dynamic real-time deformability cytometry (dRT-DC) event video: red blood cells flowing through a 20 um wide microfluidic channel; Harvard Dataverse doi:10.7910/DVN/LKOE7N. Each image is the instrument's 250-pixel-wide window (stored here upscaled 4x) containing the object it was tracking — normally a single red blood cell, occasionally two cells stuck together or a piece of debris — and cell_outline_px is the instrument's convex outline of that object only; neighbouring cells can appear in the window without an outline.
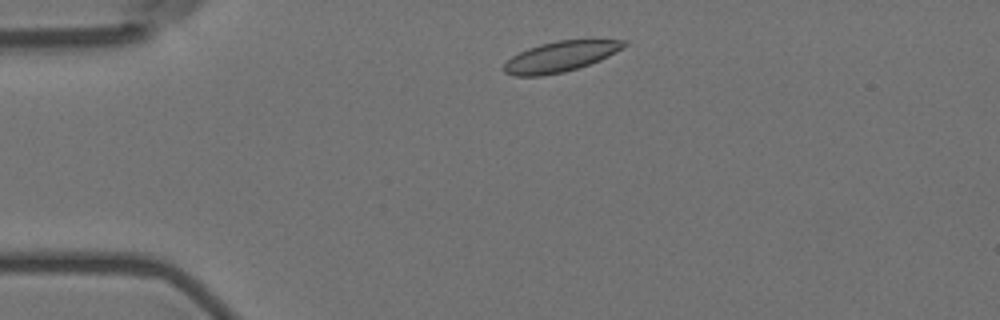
{"species": "Egyptian fruit bat (a non-hibernating species)", "species_latin": "Rousettus aegyptiacus", "temperature_condition": "room temperature", "stored_images_in_passage": 47, "camera_frame_rate_fps": 3000, "um_per_image_px": 0.085, "animal": {"sex": "female"}, "frame": {"image": 1, "passage_image": 4, "time_ms": 1.0, "image_size_px": [1000, 320], "cell_outline_px": [[628, 44], [608, 56], [600, 60], [564, 72], [540, 76], [516, 76], [504, 72], [500, 68], [512, 56], [528, 48], [540, 44], [556, 40], [628, 40]], "centroid_in_image_um": [47.59, 4.81], "position_along_channel_um": 37.4, "area_um2": 21.15}}
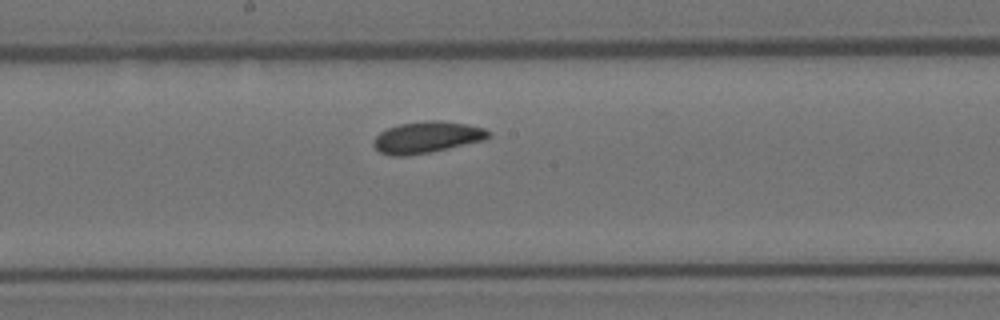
{"frame": {"image": 2, "passage_image": 22, "time_ms": 7.0, "image_size_px": [1000, 320], "cell_outline_px": [[492, 136], [484, 140], [448, 148], [428, 152], [404, 156], [392, 156], [380, 152], [372, 144], [372, 140], [380, 132], [388, 128], [400, 124], [432, 120], [436, 120], [464, 124], [484, 128], [492, 132]], "centroid_in_image_um": [36.28, 11.67], "position_along_channel_um": 211.9, "area_um2": 20.87}}
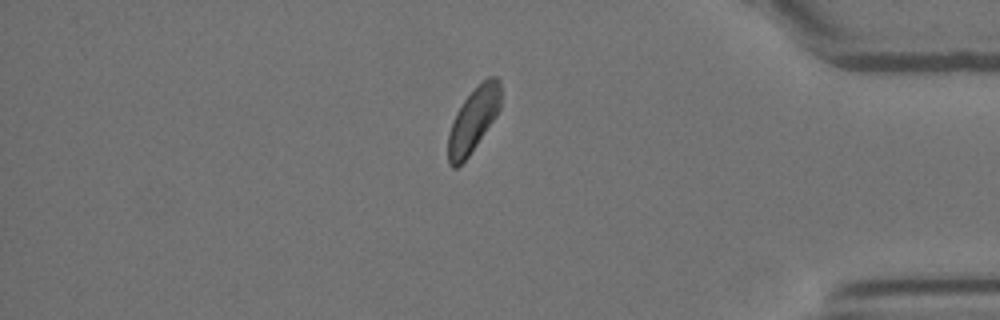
{"frame": {"image": 3, "passage_image": 40, "time_ms": 13.0, "image_size_px": [1000, 320], "cell_outline_px": [[500, 108], [496, 116], [468, 156], [456, 168], [452, 168], [448, 164], [448, 132], [452, 120], [456, 112], [464, 100], [488, 76], [496, 76], [500, 80]], "centroid_in_image_um": [40.21, 10.2], "position_along_channel_um": 395.0, "area_um2": 19.42}, "authors_computed_cell_mechanics": {"area_um2": 20.7502, "velocity_mm_per_s": 3.5276, "shape_relaxation_time_tau1_ms": null, "shape_relaxation_time_tau2_ms": 4.9327, "deformation_change_tau1": null, "deformation_change_tau2": 0.0791}}